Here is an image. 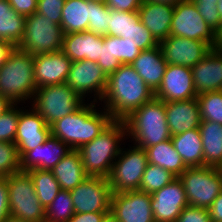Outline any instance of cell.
Segmentation results:
<instances>
[{
    "label": "cell",
    "mask_w": 222,
    "mask_h": 222,
    "mask_svg": "<svg viewBox=\"0 0 222 222\" xmlns=\"http://www.w3.org/2000/svg\"><path fill=\"white\" fill-rule=\"evenodd\" d=\"M153 97L154 93L136 70L131 65L122 64L108 76L102 101L113 120L123 121Z\"/></svg>",
    "instance_id": "cell-1"
},
{
    "label": "cell",
    "mask_w": 222,
    "mask_h": 222,
    "mask_svg": "<svg viewBox=\"0 0 222 222\" xmlns=\"http://www.w3.org/2000/svg\"><path fill=\"white\" fill-rule=\"evenodd\" d=\"M94 99L88 105L82 104L73 113L56 120L50 125L51 135L60 139L73 150L91 142L113 121L106 109L97 111Z\"/></svg>",
    "instance_id": "cell-2"
},
{
    "label": "cell",
    "mask_w": 222,
    "mask_h": 222,
    "mask_svg": "<svg viewBox=\"0 0 222 222\" xmlns=\"http://www.w3.org/2000/svg\"><path fill=\"white\" fill-rule=\"evenodd\" d=\"M125 135L127 133L124 121L113 120L94 140L78 149L87 176H109L114 160L121 150L119 143Z\"/></svg>",
    "instance_id": "cell-3"
},
{
    "label": "cell",
    "mask_w": 222,
    "mask_h": 222,
    "mask_svg": "<svg viewBox=\"0 0 222 222\" xmlns=\"http://www.w3.org/2000/svg\"><path fill=\"white\" fill-rule=\"evenodd\" d=\"M126 136H131L136 146L146 149L171 139L164 101L153 97L133 111L124 120Z\"/></svg>",
    "instance_id": "cell-4"
},
{
    "label": "cell",
    "mask_w": 222,
    "mask_h": 222,
    "mask_svg": "<svg viewBox=\"0 0 222 222\" xmlns=\"http://www.w3.org/2000/svg\"><path fill=\"white\" fill-rule=\"evenodd\" d=\"M34 56L17 47L0 68V95L11 104L34 98Z\"/></svg>",
    "instance_id": "cell-5"
},
{
    "label": "cell",
    "mask_w": 222,
    "mask_h": 222,
    "mask_svg": "<svg viewBox=\"0 0 222 222\" xmlns=\"http://www.w3.org/2000/svg\"><path fill=\"white\" fill-rule=\"evenodd\" d=\"M10 216L28 222H45V208L41 205L27 171L6 176Z\"/></svg>",
    "instance_id": "cell-6"
},
{
    "label": "cell",
    "mask_w": 222,
    "mask_h": 222,
    "mask_svg": "<svg viewBox=\"0 0 222 222\" xmlns=\"http://www.w3.org/2000/svg\"><path fill=\"white\" fill-rule=\"evenodd\" d=\"M64 32L60 25L37 12L25 16V29L17 48L32 56L62 51Z\"/></svg>",
    "instance_id": "cell-7"
},
{
    "label": "cell",
    "mask_w": 222,
    "mask_h": 222,
    "mask_svg": "<svg viewBox=\"0 0 222 222\" xmlns=\"http://www.w3.org/2000/svg\"><path fill=\"white\" fill-rule=\"evenodd\" d=\"M34 97L33 109L49 126L56 120L73 113L85 103L83 102L85 100L66 83L37 88Z\"/></svg>",
    "instance_id": "cell-8"
},
{
    "label": "cell",
    "mask_w": 222,
    "mask_h": 222,
    "mask_svg": "<svg viewBox=\"0 0 222 222\" xmlns=\"http://www.w3.org/2000/svg\"><path fill=\"white\" fill-rule=\"evenodd\" d=\"M189 206L209 208L222 191V169L210 166L187 167L178 177Z\"/></svg>",
    "instance_id": "cell-9"
},
{
    "label": "cell",
    "mask_w": 222,
    "mask_h": 222,
    "mask_svg": "<svg viewBox=\"0 0 222 222\" xmlns=\"http://www.w3.org/2000/svg\"><path fill=\"white\" fill-rule=\"evenodd\" d=\"M132 149L123 151L112 165L108 182L112 193H120L128 190H140V184L146 166L148 164L147 153L144 148L132 146Z\"/></svg>",
    "instance_id": "cell-10"
},
{
    "label": "cell",
    "mask_w": 222,
    "mask_h": 222,
    "mask_svg": "<svg viewBox=\"0 0 222 222\" xmlns=\"http://www.w3.org/2000/svg\"><path fill=\"white\" fill-rule=\"evenodd\" d=\"M170 36L204 41L211 48L216 43V32L204 21L191 0L174 6Z\"/></svg>",
    "instance_id": "cell-11"
},
{
    "label": "cell",
    "mask_w": 222,
    "mask_h": 222,
    "mask_svg": "<svg viewBox=\"0 0 222 222\" xmlns=\"http://www.w3.org/2000/svg\"><path fill=\"white\" fill-rule=\"evenodd\" d=\"M70 194L75 213L111 212L113 193L106 177L88 176Z\"/></svg>",
    "instance_id": "cell-12"
},
{
    "label": "cell",
    "mask_w": 222,
    "mask_h": 222,
    "mask_svg": "<svg viewBox=\"0 0 222 222\" xmlns=\"http://www.w3.org/2000/svg\"><path fill=\"white\" fill-rule=\"evenodd\" d=\"M111 213L118 222H155L151 210V194L141 190L112 194Z\"/></svg>",
    "instance_id": "cell-13"
},
{
    "label": "cell",
    "mask_w": 222,
    "mask_h": 222,
    "mask_svg": "<svg viewBox=\"0 0 222 222\" xmlns=\"http://www.w3.org/2000/svg\"><path fill=\"white\" fill-rule=\"evenodd\" d=\"M108 83V76L97 62L80 60L71 63L66 84L83 100L85 94L95 93L94 98L102 101Z\"/></svg>",
    "instance_id": "cell-14"
},
{
    "label": "cell",
    "mask_w": 222,
    "mask_h": 222,
    "mask_svg": "<svg viewBox=\"0 0 222 222\" xmlns=\"http://www.w3.org/2000/svg\"><path fill=\"white\" fill-rule=\"evenodd\" d=\"M186 206L188 202L185 189L178 177L151 194V210L155 222H176Z\"/></svg>",
    "instance_id": "cell-15"
},
{
    "label": "cell",
    "mask_w": 222,
    "mask_h": 222,
    "mask_svg": "<svg viewBox=\"0 0 222 222\" xmlns=\"http://www.w3.org/2000/svg\"><path fill=\"white\" fill-rule=\"evenodd\" d=\"M190 67L167 64L162 82L154 97L164 102L184 101L197 97Z\"/></svg>",
    "instance_id": "cell-16"
},
{
    "label": "cell",
    "mask_w": 222,
    "mask_h": 222,
    "mask_svg": "<svg viewBox=\"0 0 222 222\" xmlns=\"http://www.w3.org/2000/svg\"><path fill=\"white\" fill-rule=\"evenodd\" d=\"M167 64L192 68L212 49L206 42L169 36L159 43Z\"/></svg>",
    "instance_id": "cell-17"
},
{
    "label": "cell",
    "mask_w": 222,
    "mask_h": 222,
    "mask_svg": "<svg viewBox=\"0 0 222 222\" xmlns=\"http://www.w3.org/2000/svg\"><path fill=\"white\" fill-rule=\"evenodd\" d=\"M50 126L34 109L22 110L15 135L14 143L17 146L19 157L21 158L27 151L42 145L50 136Z\"/></svg>",
    "instance_id": "cell-18"
},
{
    "label": "cell",
    "mask_w": 222,
    "mask_h": 222,
    "mask_svg": "<svg viewBox=\"0 0 222 222\" xmlns=\"http://www.w3.org/2000/svg\"><path fill=\"white\" fill-rule=\"evenodd\" d=\"M140 52L141 50L138 49L136 44L128 41L127 38L105 35L103 36V47L97 63L109 76L122 64L131 65Z\"/></svg>",
    "instance_id": "cell-19"
},
{
    "label": "cell",
    "mask_w": 222,
    "mask_h": 222,
    "mask_svg": "<svg viewBox=\"0 0 222 222\" xmlns=\"http://www.w3.org/2000/svg\"><path fill=\"white\" fill-rule=\"evenodd\" d=\"M71 63L62 51L34 56V78L37 88L66 83Z\"/></svg>",
    "instance_id": "cell-20"
},
{
    "label": "cell",
    "mask_w": 222,
    "mask_h": 222,
    "mask_svg": "<svg viewBox=\"0 0 222 222\" xmlns=\"http://www.w3.org/2000/svg\"><path fill=\"white\" fill-rule=\"evenodd\" d=\"M71 150L68 145L50 134L42 145H38L35 149L27 151L20 158L21 170H52Z\"/></svg>",
    "instance_id": "cell-21"
},
{
    "label": "cell",
    "mask_w": 222,
    "mask_h": 222,
    "mask_svg": "<svg viewBox=\"0 0 222 222\" xmlns=\"http://www.w3.org/2000/svg\"><path fill=\"white\" fill-rule=\"evenodd\" d=\"M191 70L197 94L222 90V51L212 48Z\"/></svg>",
    "instance_id": "cell-22"
},
{
    "label": "cell",
    "mask_w": 222,
    "mask_h": 222,
    "mask_svg": "<svg viewBox=\"0 0 222 222\" xmlns=\"http://www.w3.org/2000/svg\"><path fill=\"white\" fill-rule=\"evenodd\" d=\"M171 136L199 128L201 123L197 97L176 102H164Z\"/></svg>",
    "instance_id": "cell-23"
},
{
    "label": "cell",
    "mask_w": 222,
    "mask_h": 222,
    "mask_svg": "<svg viewBox=\"0 0 222 222\" xmlns=\"http://www.w3.org/2000/svg\"><path fill=\"white\" fill-rule=\"evenodd\" d=\"M103 47V36L88 31L64 34L62 52L72 61L97 62Z\"/></svg>",
    "instance_id": "cell-24"
},
{
    "label": "cell",
    "mask_w": 222,
    "mask_h": 222,
    "mask_svg": "<svg viewBox=\"0 0 222 222\" xmlns=\"http://www.w3.org/2000/svg\"><path fill=\"white\" fill-rule=\"evenodd\" d=\"M174 6L143 0L138 9L140 20L160 43L170 36Z\"/></svg>",
    "instance_id": "cell-25"
},
{
    "label": "cell",
    "mask_w": 222,
    "mask_h": 222,
    "mask_svg": "<svg viewBox=\"0 0 222 222\" xmlns=\"http://www.w3.org/2000/svg\"><path fill=\"white\" fill-rule=\"evenodd\" d=\"M131 66L152 92L155 93L161 85L167 68V63L160 46L158 45L151 49L141 51Z\"/></svg>",
    "instance_id": "cell-26"
},
{
    "label": "cell",
    "mask_w": 222,
    "mask_h": 222,
    "mask_svg": "<svg viewBox=\"0 0 222 222\" xmlns=\"http://www.w3.org/2000/svg\"><path fill=\"white\" fill-rule=\"evenodd\" d=\"M51 172L59 183L61 190H71L88 177L83 170L80 153L73 149L52 168Z\"/></svg>",
    "instance_id": "cell-27"
},
{
    "label": "cell",
    "mask_w": 222,
    "mask_h": 222,
    "mask_svg": "<svg viewBox=\"0 0 222 222\" xmlns=\"http://www.w3.org/2000/svg\"><path fill=\"white\" fill-rule=\"evenodd\" d=\"M203 166L222 169V125L213 121H201Z\"/></svg>",
    "instance_id": "cell-28"
},
{
    "label": "cell",
    "mask_w": 222,
    "mask_h": 222,
    "mask_svg": "<svg viewBox=\"0 0 222 222\" xmlns=\"http://www.w3.org/2000/svg\"><path fill=\"white\" fill-rule=\"evenodd\" d=\"M171 141L187 167L203 166V144L199 128L171 136Z\"/></svg>",
    "instance_id": "cell-29"
},
{
    "label": "cell",
    "mask_w": 222,
    "mask_h": 222,
    "mask_svg": "<svg viewBox=\"0 0 222 222\" xmlns=\"http://www.w3.org/2000/svg\"><path fill=\"white\" fill-rule=\"evenodd\" d=\"M92 1L65 0L60 26L64 34L87 31Z\"/></svg>",
    "instance_id": "cell-30"
},
{
    "label": "cell",
    "mask_w": 222,
    "mask_h": 222,
    "mask_svg": "<svg viewBox=\"0 0 222 222\" xmlns=\"http://www.w3.org/2000/svg\"><path fill=\"white\" fill-rule=\"evenodd\" d=\"M145 150L148 163L162 167L176 177H179L187 168L183 159L175 150L171 139L147 147Z\"/></svg>",
    "instance_id": "cell-31"
},
{
    "label": "cell",
    "mask_w": 222,
    "mask_h": 222,
    "mask_svg": "<svg viewBox=\"0 0 222 222\" xmlns=\"http://www.w3.org/2000/svg\"><path fill=\"white\" fill-rule=\"evenodd\" d=\"M25 29V16L17 13L8 0H0V40L17 47Z\"/></svg>",
    "instance_id": "cell-32"
},
{
    "label": "cell",
    "mask_w": 222,
    "mask_h": 222,
    "mask_svg": "<svg viewBox=\"0 0 222 222\" xmlns=\"http://www.w3.org/2000/svg\"><path fill=\"white\" fill-rule=\"evenodd\" d=\"M27 172L31 175L35 193L41 205L46 208L61 191L59 183L51 170L34 169Z\"/></svg>",
    "instance_id": "cell-33"
},
{
    "label": "cell",
    "mask_w": 222,
    "mask_h": 222,
    "mask_svg": "<svg viewBox=\"0 0 222 222\" xmlns=\"http://www.w3.org/2000/svg\"><path fill=\"white\" fill-rule=\"evenodd\" d=\"M74 214L70 190H61L45 208V222H67Z\"/></svg>",
    "instance_id": "cell-34"
},
{
    "label": "cell",
    "mask_w": 222,
    "mask_h": 222,
    "mask_svg": "<svg viewBox=\"0 0 222 222\" xmlns=\"http://www.w3.org/2000/svg\"><path fill=\"white\" fill-rule=\"evenodd\" d=\"M201 121H213L222 125V90L197 95Z\"/></svg>",
    "instance_id": "cell-35"
},
{
    "label": "cell",
    "mask_w": 222,
    "mask_h": 222,
    "mask_svg": "<svg viewBox=\"0 0 222 222\" xmlns=\"http://www.w3.org/2000/svg\"><path fill=\"white\" fill-rule=\"evenodd\" d=\"M176 178L171 172L162 167L148 163L142 177L140 190L152 194Z\"/></svg>",
    "instance_id": "cell-36"
},
{
    "label": "cell",
    "mask_w": 222,
    "mask_h": 222,
    "mask_svg": "<svg viewBox=\"0 0 222 222\" xmlns=\"http://www.w3.org/2000/svg\"><path fill=\"white\" fill-rule=\"evenodd\" d=\"M110 16L107 35L121 38L130 34L132 24H136L140 20L138 11L126 12L111 9Z\"/></svg>",
    "instance_id": "cell-37"
},
{
    "label": "cell",
    "mask_w": 222,
    "mask_h": 222,
    "mask_svg": "<svg viewBox=\"0 0 222 222\" xmlns=\"http://www.w3.org/2000/svg\"><path fill=\"white\" fill-rule=\"evenodd\" d=\"M110 14L111 9L106 4L92 1L87 31L99 36L107 35Z\"/></svg>",
    "instance_id": "cell-38"
},
{
    "label": "cell",
    "mask_w": 222,
    "mask_h": 222,
    "mask_svg": "<svg viewBox=\"0 0 222 222\" xmlns=\"http://www.w3.org/2000/svg\"><path fill=\"white\" fill-rule=\"evenodd\" d=\"M21 171L20 157L14 142H0V177Z\"/></svg>",
    "instance_id": "cell-39"
},
{
    "label": "cell",
    "mask_w": 222,
    "mask_h": 222,
    "mask_svg": "<svg viewBox=\"0 0 222 222\" xmlns=\"http://www.w3.org/2000/svg\"><path fill=\"white\" fill-rule=\"evenodd\" d=\"M16 105L17 104H11L0 115V142H14L15 140L20 116V108Z\"/></svg>",
    "instance_id": "cell-40"
},
{
    "label": "cell",
    "mask_w": 222,
    "mask_h": 222,
    "mask_svg": "<svg viewBox=\"0 0 222 222\" xmlns=\"http://www.w3.org/2000/svg\"><path fill=\"white\" fill-rule=\"evenodd\" d=\"M204 21L217 32L222 26L217 4L219 0H191Z\"/></svg>",
    "instance_id": "cell-41"
},
{
    "label": "cell",
    "mask_w": 222,
    "mask_h": 222,
    "mask_svg": "<svg viewBox=\"0 0 222 222\" xmlns=\"http://www.w3.org/2000/svg\"><path fill=\"white\" fill-rule=\"evenodd\" d=\"M128 39L136 44L141 51L151 49L158 46L159 43L155 40L151 32L143 25L141 20L136 24H132V31L128 35H124V39Z\"/></svg>",
    "instance_id": "cell-42"
},
{
    "label": "cell",
    "mask_w": 222,
    "mask_h": 222,
    "mask_svg": "<svg viewBox=\"0 0 222 222\" xmlns=\"http://www.w3.org/2000/svg\"><path fill=\"white\" fill-rule=\"evenodd\" d=\"M65 0H38L36 12L60 25Z\"/></svg>",
    "instance_id": "cell-43"
},
{
    "label": "cell",
    "mask_w": 222,
    "mask_h": 222,
    "mask_svg": "<svg viewBox=\"0 0 222 222\" xmlns=\"http://www.w3.org/2000/svg\"><path fill=\"white\" fill-rule=\"evenodd\" d=\"M176 222H212L208 208L186 206Z\"/></svg>",
    "instance_id": "cell-44"
},
{
    "label": "cell",
    "mask_w": 222,
    "mask_h": 222,
    "mask_svg": "<svg viewBox=\"0 0 222 222\" xmlns=\"http://www.w3.org/2000/svg\"><path fill=\"white\" fill-rule=\"evenodd\" d=\"M142 2L143 0H107L105 4L110 9L133 12L138 11Z\"/></svg>",
    "instance_id": "cell-45"
},
{
    "label": "cell",
    "mask_w": 222,
    "mask_h": 222,
    "mask_svg": "<svg viewBox=\"0 0 222 222\" xmlns=\"http://www.w3.org/2000/svg\"><path fill=\"white\" fill-rule=\"evenodd\" d=\"M38 0H8L11 7L24 16L32 15L37 10Z\"/></svg>",
    "instance_id": "cell-46"
},
{
    "label": "cell",
    "mask_w": 222,
    "mask_h": 222,
    "mask_svg": "<svg viewBox=\"0 0 222 222\" xmlns=\"http://www.w3.org/2000/svg\"><path fill=\"white\" fill-rule=\"evenodd\" d=\"M6 177H0V222L10 215Z\"/></svg>",
    "instance_id": "cell-47"
},
{
    "label": "cell",
    "mask_w": 222,
    "mask_h": 222,
    "mask_svg": "<svg viewBox=\"0 0 222 222\" xmlns=\"http://www.w3.org/2000/svg\"><path fill=\"white\" fill-rule=\"evenodd\" d=\"M109 212L75 213L67 222H102Z\"/></svg>",
    "instance_id": "cell-48"
},
{
    "label": "cell",
    "mask_w": 222,
    "mask_h": 222,
    "mask_svg": "<svg viewBox=\"0 0 222 222\" xmlns=\"http://www.w3.org/2000/svg\"><path fill=\"white\" fill-rule=\"evenodd\" d=\"M212 222H222V191L208 208Z\"/></svg>",
    "instance_id": "cell-49"
},
{
    "label": "cell",
    "mask_w": 222,
    "mask_h": 222,
    "mask_svg": "<svg viewBox=\"0 0 222 222\" xmlns=\"http://www.w3.org/2000/svg\"><path fill=\"white\" fill-rule=\"evenodd\" d=\"M14 49V46L7 41L0 40V68L7 60L9 53Z\"/></svg>",
    "instance_id": "cell-50"
},
{
    "label": "cell",
    "mask_w": 222,
    "mask_h": 222,
    "mask_svg": "<svg viewBox=\"0 0 222 222\" xmlns=\"http://www.w3.org/2000/svg\"><path fill=\"white\" fill-rule=\"evenodd\" d=\"M213 48L222 51V26L216 32V43Z\"/></svg>",
    "instance_id": "cell-51"
},
{
    "label": "cell",
    "mask_w": 222,
    "mask_h": 222,
    "mask_svg": "<svg viewBox=\"0 0 222 222\" xmlns=\"http://www.w3.org/2000/svg\"><path fill=\"white\" fill-rule=\"evenodd\" d=\"M153 3H161V4H167V5H177L178 3L185 1V0H147Z\"/></svg>",
    "instance_id": "cell-52"
},
{
    "label": "cell",
    "mask_w": 222,
    "mask_h": 222,
    "mask_svg": "<svg viewBox=\"0 0 222 222\" xmlns=\"http://www.w3.org/2000/svg\"><path fill=\"white\" fill-rule=\"evenodd\" d=\"M11 105V103L0 95V115Z\"/></svg>",
    "instance_id": "cell-53"
},
{
    "label": "cell",
    "mask_w": 222,
    "mask_h": 222,
    "mask_svg": "<svg viewBox=\"0 0 222 222\" xmlns=\"http://www.w3.org/2000/svg\"><path fill=\"white\" fill-rule=\"evenodd\" d=\"M102 222H118V221L116 217L111 212H109L103 217Z\"/></svg>",
    "instance_id": "cell-54"
},
{
    "label": "cell",
    "mask_w": 222,
    "mask_h": 222,
    "mask_svg": "<svg viewBox=\"0 0 222 222\" xmlns=\"http://www.w3.org/2000/svg\"><path fill=\"white\" fill-rule=\"evenodd\" d=\"M2 222H28V221H24L22 219H18L16 217H12V216L9 215Z\"/></svg>",
    "instance_id": "cell-55"
},
{
    "label": "cell",
    "mask_w": 222,
    "mask_h": 222,
    "mask_svg": "<svg viewBox=\"0 0 222 222\" xmlns=\"http://www.w3.org/2000/svg\"><path fill=\"white\" fill-rule=\"evenodd\" d=\"M219 15L222 21V0H219V3L217 4Z\"/></svg>",
    "instance_id": "cell-56"
},
{
    "label": "cell",
    "mask_w": 222,
    "mask_h": 222,
    "mask_svg": "<svg viewBox=\"0 0 222 222\" xmlns=\"http://www.w3.org/2000/svg\"><path fill=\"white\" fill-rule=\"evenodd\" d=\"M89 1H94V2L105 4L107 0H89Z\"/></svg>",
    "instance_id": "cell-57"
}]
</instances>
